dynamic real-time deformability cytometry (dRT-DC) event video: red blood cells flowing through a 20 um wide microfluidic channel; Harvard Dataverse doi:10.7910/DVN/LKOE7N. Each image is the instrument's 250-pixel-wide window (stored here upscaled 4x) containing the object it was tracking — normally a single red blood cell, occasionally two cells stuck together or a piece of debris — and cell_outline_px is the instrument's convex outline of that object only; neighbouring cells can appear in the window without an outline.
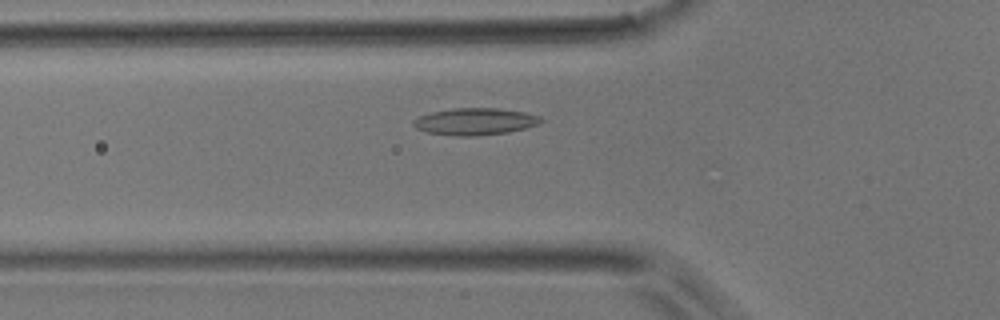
{"species": "common noctule bat (a hibernating species)", "species_latin": "Nyctalus noctula", "temperature_condition": "room temperature", "stored_images_in_passage": 37, "camera_frame_rate_fps": 3000, "um_per_image_px": 0.085, "animal": {"sex": "male", "body_mass_g": 17.9}, "frame": {"image": 1, "passage_image": 10, "time_ms": 3.0, "image_size_px": [1000, 320], "cell_outline_px": [[544, 120], [540, 124], [508, 132], [476, 136], [456, 136], [428, 132], [416, 128], [412, 124], [412, 120], [420, 116], [432, 112], [452, 108], [496, 108], [524, 112], [540, 116]], "centroid_in_image_um": [40.39, 10.33], "position_along_channel_um": 85.4, "area_um2": 20.0}}
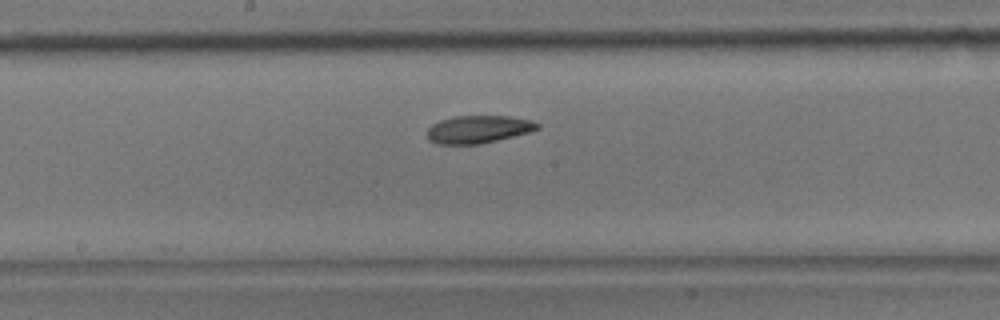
{"frame": {"image": 2, "passage_image": 19, "time_ms": 6.0, "image_size_px": [1000, 320], "cell_outline_px": [[540, 128], [532, 132], [480, 144], [436, 144], [428, 140], [428, 128], [432, 124], [440, 120], [456, 116], [508, 116], [532, 120], [540, 124]], "centroid_in_image_um": [40.69, 10.99], "position_along_channel_um": 207.5, "area_um2": 17.92}}
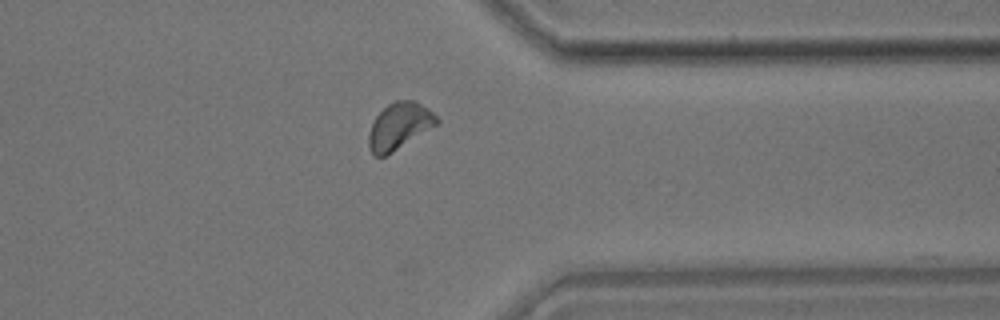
{"frame": {"image": 3, "passage_image": 32, "time_ms": 10.333, "image_size_px": [1000, 320], "cell_outline_px": [[440, 120], [436, 124], [392, 152], [384, 156], [372, 156], [368, 148], [368, 132], [376, 116], [388, 104], [396, 100], [416, 100], [428, 108]], "centroid_in_image_um": [33.9, 10.71], "position_along_channel_um": 377.5, "area_um2": 18.26}}